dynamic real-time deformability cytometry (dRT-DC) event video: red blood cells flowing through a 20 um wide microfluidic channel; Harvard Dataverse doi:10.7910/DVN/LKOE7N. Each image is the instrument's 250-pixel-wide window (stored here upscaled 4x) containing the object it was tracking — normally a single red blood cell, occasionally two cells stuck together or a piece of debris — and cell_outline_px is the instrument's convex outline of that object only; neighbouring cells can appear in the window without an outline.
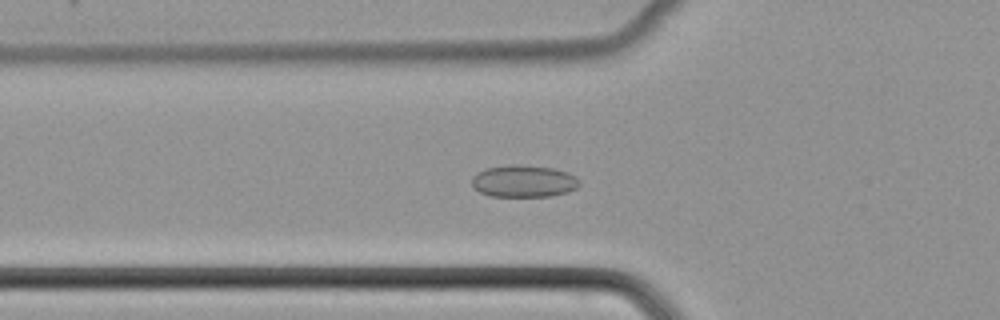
{"species": "common noctule bat (a hibernating species)", "species_latin": "Nyctalus noctula", "temperature_condition": "cold", "stored_images_in_passage": 53, "camera_frame_rate_fps": 3000, "um_per_image_px": 0.085, "animal": {"sex": "female", "body_mass_g": 22.7, "forearm_length_mm": 54.2}, "frame": {"image": 1, "passage_image": 19, "time_ms": 6.0, "image_size_px": [1000, 320], "cell_outline_px": [[580, 184], [576, 188], [568, 192], [552, 196], [492, 196], [480, 192], [472, 184], [472, 176], [476, 172], [484, 168], [508, 164], [516, 164], [552, 168], [568, 172], [576, 176], [580, 180]], "centroid_in_image_um": [44.52, 15.38], "position_along_channel_um": 81.3, "area_um2": 20.29}}
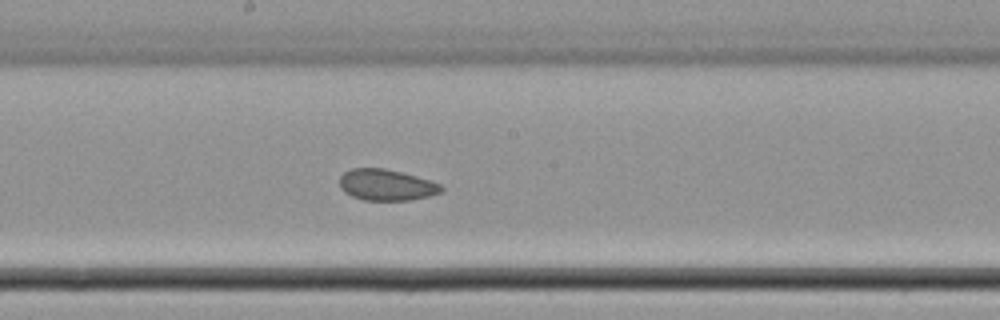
{"frame": {"image": 2, "passage_image": 29, "time_ms": 9.333, "image_size_px": [1000, 320], "cell_outline_px": [[444, 188], [440, 192], [428, 196], [408, 200], [364, 200], [352, 196], [344, 192], [340, 188], [340, 176], [344, 172], [352, 168], [384, 168], [416, 176], [440, 184]], "centroid_in_image_um": [32.8, 15.71], "position_along_channel_um": 215.4, "area_um2": 18.32}}
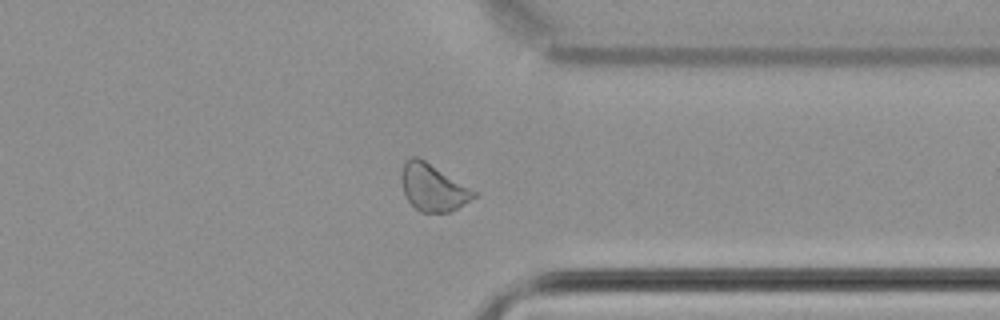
{"frame": {"image": 3, "passage_image": 41, "time_ms": 13.333, "image_size_px": [1000, 320], "cell_outline_px": [[476, 196], [456, 208], [448, 212], [420, 212], [408, 200], [404, 192], [400, 180], [400, 172], [404, 164], [412, 156], [416, 156], [424, 160], [476, 192]], "centroid_in_image_um": [36.74, 15.94], "position_along_channel_um": 374.7, "area_um2": 19.25}}